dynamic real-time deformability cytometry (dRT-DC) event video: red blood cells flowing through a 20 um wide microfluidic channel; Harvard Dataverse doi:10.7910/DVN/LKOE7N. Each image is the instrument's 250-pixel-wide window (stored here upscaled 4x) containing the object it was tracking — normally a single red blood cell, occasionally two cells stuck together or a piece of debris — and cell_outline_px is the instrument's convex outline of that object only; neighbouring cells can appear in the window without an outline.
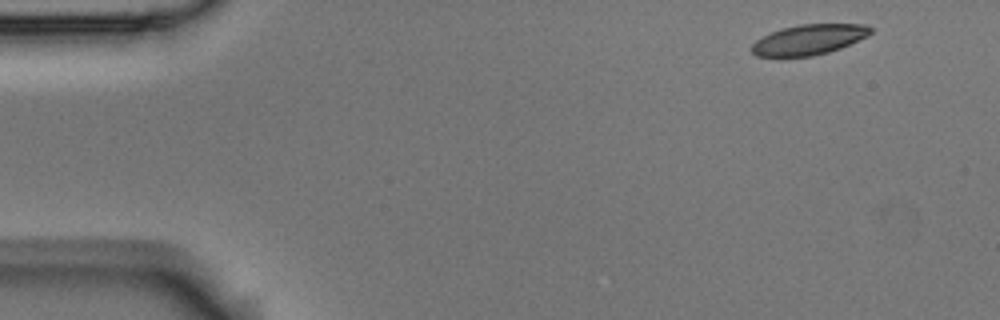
{"species": "Egyptian fruit bat (a non-hibernating species)", "species_latin": "Rousettus aegyptiacus", "temperature_condition": "room temperature", "stored_images_in_passage": 4, "camera_frame_rate_fps": 3000, "um_per_image_px": 0.085, "animal": {"sex": "male"}, "frame": {"image": 1, "passage_image": 1, "time_ms": 0.0, "image_size_px": [1000, 320], "cell_outline_px": [[872, 32], [868, 36], [840, 48], [828, 52], [812, 56], [756, 56], [752, 52], [752, 44], [756, 40], [772, 32], [784, 28], [800, 24], [864, 24], [872, 28]], "centroid_in_image_um": [68.78, 3.36], "position_along_channel_um": 16.2, "area_um2": 20.69}}
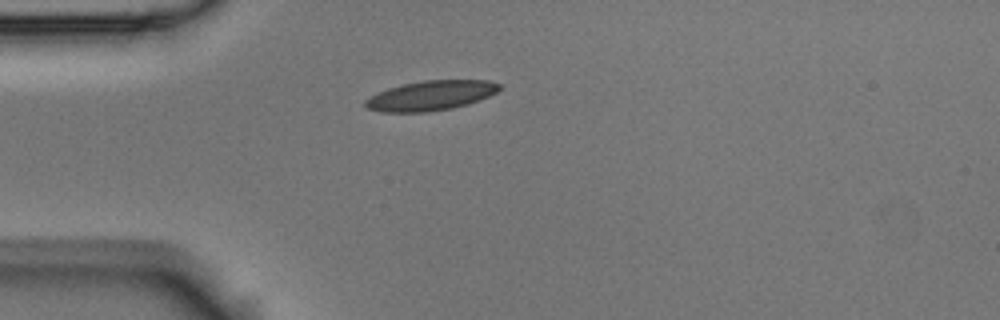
{"frame": {"image": 2, "passage_image": 4, "time_ms": 1.0, "image_size_px": [1000, 320], "cell_outline_px": [[500, 88], [496, 92], [488, 96], [468, 104], [452, 108], [424, 112], [380, 112], [368, 108], [364, 104], [364, 100], [388, 88], [404, 84], [424, 80], [488, 80], [500, 84]], "centroid_in_image_um": [36.62, 8.12], "position_along_channel_um": 48.4, "area_um2": 23.0}}